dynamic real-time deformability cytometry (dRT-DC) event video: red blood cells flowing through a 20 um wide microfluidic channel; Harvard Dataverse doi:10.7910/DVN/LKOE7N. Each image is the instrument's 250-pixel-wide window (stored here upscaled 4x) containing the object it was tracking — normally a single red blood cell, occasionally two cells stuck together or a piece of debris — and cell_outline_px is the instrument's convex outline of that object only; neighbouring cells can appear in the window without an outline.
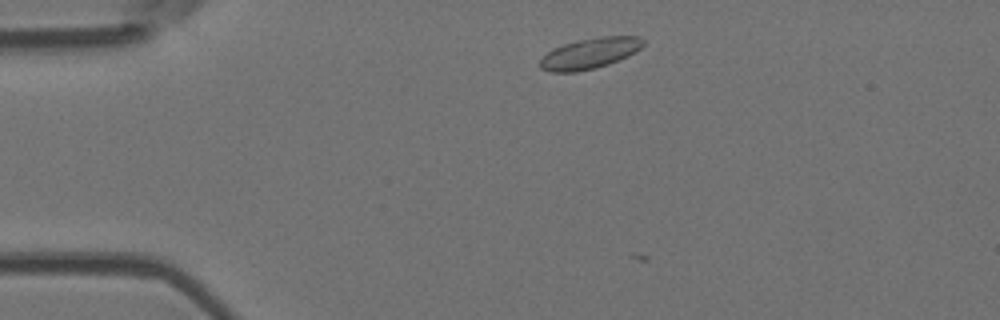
{"species": "Egyptian fruit bat (a non-hibernating species)", "species_latin": "Rousettus aegyptiacus", "temperature_condition": "room temperature", "stored_images_in_passage": 4, "camera_frame_rate_fps": 3000, "um_per_image_px": 0.085, "animal": {"sex": "female"}, "frame": {"image": 1, "passage_image": 3, "time_ms": 0.667, "image_size_px": [1000, 320], "cell_outline_px": [[644, 44], [636, 52], [620, 60], [596, 68], [576, 72], [552, 72], [540, 68], [540, 60], [552, 48], [576, 40], [600, 36], [640, 36], [644, 40]], "centroid_in_image_um": [50.15, 4.53], "position_along_channel_um": 34.8, "area_um2": 18.61}}